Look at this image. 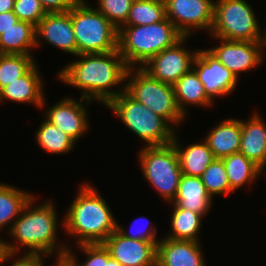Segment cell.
<instances>
[{
  "label": "cell",
  "mask_w": 266,
  "mask_h": 266,
  "mask_svg": "<svg viewBox=\"0 0 266 266\" xmlns=\"http://www.w3.org/2000/svg\"><path fill=\"white\" fill-rule=\"evenodd\" d=\"M77 61L66 64L58 72L57 78L63 83L79 89L82 98L96 100L107 105L121 92L125 91L126 73L129 67L126 65L119 50L106 53L78 54ZM121 90H113L121 83ZM124 85V86H123Z\"/></svg>",
  "instance_id": "6da1fadb"
},
{
  "label": "cell",
  "mask_w": 266,
  "mask_h": 266,
  "mask_svg": "<svg viewBox=\"0 0 266 266\" xmlns=\"http://www.w3.org/2000/svg\"><path fill=\"white\" fill-rule=\"evenodd\" d=\"M34 200H37L35 196L30 198L7 232L17 240L16 243L6 241L5 248L9 252L19 253L20 246H25L28 248L26 253H41L47 257L57 252L55 260L63 262L69 247L57 241L58 215L53 201L47 200L35 207Z\"/></svg>",
  "instance_id": "7a4b0ae2"
},
{
  "label": "cell",
  "mask_w": 266,
  "mask_h": 266,
  "mask_svg": "<svg viewBox=\"0 0 266 266\" xmlns=\"http://www.w3.org/2000/svg\"><path fill=\"white\" fill-rule=\"evenodd\" d=\"M62 221L65 233L77 238L76 245L103 243L117 230L109 205L89 183H83Z\"/></svg>",
  "instance_id": "3957f363"
},
{
  "label": "cell",
  "mask_w": 266,
  "mask_h": 266,
  "mask_svg": "<svg viewBox=\"0 0 266 266\" xmlns=\"http://www.w3.org/2000/svg\"><path fill=\"white\" fill-rule=\"evenodd\" d=\"M183 37L166 17L151 25L122 26L118 30V50L129 68L137 64L142 67L153 56L174 46Z\"/></svg>",
  "instance_id": "277c9868"
},
{
  "label": "cell",
  "mask_w": 266,
  "mask_h": 266,
  "mask_svg": "<svg viewBox=\"0 0 266 266\" xmlns=\"http://www.w3.org/2000/svg\"><path fill=\"white\" fill-rule=\"evenodd\" d=\"M105 107L110 108L129 130L144 140L145 146H163L172 143L176 132L174 128L126 91L121 92Z\"/></svg>",
  "instance_id": "5b68a950"
},
{
  "label": "cell",
  "mask_w": 266,
  "mask_h": 266,
  "mask_svg": "<svg viewBox=\"0 0 266 266\" xmlns=\"http://www.w3.org/2000/svg\"><path fill=\"white\" fill-rule=\"evenodd\" d=\"M78 54L118 50V29L96 8L80 0L70 11Z\"/></svg>",
  "instance_id": "8992f818"
},
{
  "label": "cell",
  "mask_w": 266,
  "mask_h": 266,
  "mask_svg": "<svg viewBox=\"0 0 266 266\" xmlns=\"http://www.w3.org/2000/svg\"><path fill=\"white\" fill-rule=\"evenodd\" d=\"M125 82V91L131 97L165 119L172 127L183 122L185 116L177 106L172 84L151 77L141 67L129 68Z\"/></svg>",
  "instance_id": "52a82bcc"
},
{
  "label": "cell",
  "mask_w": 266,
  "mask_h": 266,
  "mask_svg": "<svg viewBox=\"0 0 266 266\" xmlns=\"http://www.w3.org/2000/svg\"><path fill=\"white\" fill-rule=\"evenodd\" d=\"M251 5L245 0H216L211 37L231 41H263L264 34Z\"/></svg>",
  "instance_id": "ba28073f"
},
{
  "label": "cell",
  "mask_w": 266,
  "mask_h": 266,
  "mask_svg": "<svg viewBox=\"0 0 266 266\" xmlns=\"http://www.w3.org/2000/svg\"><path fill=\"white\" fill-rule=\"evenodd\" d=\"M142 148L138 157L144 177L164 201L171 203L176 196L182 175L174 145L171 143Z\"/></svg>",
  "instance_id": "9c48e42d"
},
{
  "label": "cell",
  "mask_w": 266,
  "mask_h": 266,
  "mask_svg": "<svg viewBox=\"0 0 266 266\" xmlns=\"http://www.w3.org/2000/svg\"><path fill=\"white\" fill-rule=\"evenodd\" d=\"M166 17L184 36L194 29L211 31L214 22L213 0H164Z\"/></svg>",
  "instance_id": "30bf717a"
},
{
  "label": "cell",
  "mask_w": 266,
  "mask_h": 266,
  "mask_svg": "<svg viewBox=\"0 0 266 266\" xmlns=\"http://www.w3.org/2000/svg\"><path fill=\"white\" fill-rule=\"evenodd\" d=\"M187 38L189 37H183L174 46L153 56L141 68L151 77L173 85L193 68L194 59L199 51L185 48Z\"/></svg>",
  "instance_id": "8fae6325"
},
{
  "label": "cell",
  "mask_w": 266,
  "mask_h": 266,
  "mask_svg": "<svg viewBox=\"0 0 266 266\" xmlns=\"http://www.w3.org/2000/svg\"><path fill=\"white\" fill-rule=\"evenodd\" d=\"M219 39V46L207 49L238 79V74L255 69L263 61V41H231Z\"/></svg>",
  "instance_id": "7c38bea8"
},
{
  "label": "cell",
  "mask_w": 266,
  "mask_h": 266,
  "mask_svg": "<svg viewBox=\"0 0 266 266\" xmlns=\"http://www.w3.org/2000/svg\"><path fill=\"white\" fill-rule=\"evenodd\" d=\"M193 69L204 86L205 93L214 102V97L231 94L238 79L207 49L198 51Z\"/></svg>",
  "instance_id": "4fadbf2b"
},
{
  "label": "cell",
  "mask_w": 266,
  "mask_h": 266,
  "mask_svg": "<svg viewBox=\"0 0 266 266\" xmlns=\"http://www.w3.org/2000/svg\"><path fill=\"white\" fill-rule=\"evenodd\" d=\"M103 244L122 266H156L157 245L151 241L130 239L116 230Z\"/></svg>",
  "instance_id": "5bb4252c"
},
{
  "label": "cell",
  "mask_w": 266,
  "mask_h": 266,
  "mask_svg": "<svg viewBox=\"0 0 266 266\" xmlns=\"http://www.w3.org/2000/svg\"><path fill=\"white\" fill-rule=\"evenodd\" d=\"M82 102L87 105L92 101L81 97L77 102L66 97L45 111V119L77 142L89 129L87 107Z\"/></svg>",
  "instance_id": "9a60e30c"
},
{
  "label": "cell",
  "mask_w": 266,
  "mask_h": 266,
  "mask_svg": "<svg viewBox=\"0 0 266 266\" xmlns=\"http://www.w3.org/2000/svg\"><path fill=\"white\" fill-rule=\"evenodd\" d=\"M35 36L36 48L41 45L42 38V41L77 56V41L69 11L47 13L35 26Z\"/></svg>",
  "instance_id": "2e32d148"
},
{
  "label": "cell",
  "mask_w": 266,
  "mask_h": 266,
  "mask_svg": "<svg viewBox=\"0 0 266 266\" xmlns=\"http://www.w3.org/2000/svg\"><path fill=\"white\" fill-rule=\"evenodd\" d=\"M200 242L162 238L157 244L156 266H206Z\"/></svg>",
  "instance_id": "e0dca14e"
},
{
  "label": "cell",
  "mask_w": 266,
  "mask_h": 266,
  "mask_svg": "<svg viewBox=\"0 0 266 266\" xmlns=\"http://www.w3.org/2000/svg\"><path fill=\"white\" fill-rule=\"evenodd\" d=\"M36 64L23 76L10 82L0 90V103L6 99L11 102L32 104L40 108L45 107L43 78L39 74Z\"/></svg>",
  "instance_id": "ac0fdd59"
},
{
  "label": "cell",
  "mask_w": 266,
  "mask_h": 266,
  "mask_svg": "<svg viewBox=\"0 0 266 266\" xmlns=\"http://www.w3.org/2000/svg\"><path fill=\"white\" fill-rule=\"evenodd\" d=\"M239 152L250 159L263 172L265 171L266 124L259 114L254 113L247 121L241 120V142Z\"/></svg>",
  "instance_id": "d6986e66"
},
{
  "label": "cell",
  "mask_w": 266,
  "mask_h": 266,
  "mask_svg": "<svg viewBox=\"0 0 266 266\" xmlns=\"http://www.w3.org/2000/svg\"><path fill=\"white\" fill-rule=\"evenodd\" d=\"M213 198L208 194L200 177L181 175L178 190L171 204L191 210L203 217L207 215Z\"/></svg>",
  "instance_id": "ffe728a7"
},
{
  "label": "cell",
  "mask_w": 266,
  "mask_h": 266,
  "mask_svg": "<svg viewBox=\"0 0 266 266\" xmlns=\"http://www.w3.org/2000/svg\"><path fill=\"white\" fill-rule=\"evenodd\" d=\"M215 158L238 153L241 142V119L229 118L218 123L204 140Z\"/></svg>",
  "instance_id": "44dd1931"
},
{
  "label": "cell",
  "mask_w": 266,
  "mask_h": 266,
  "mask_svg": "<svg viewBox=\"0 0 266 266\" xmlns=\"http://www.w3.org/2000/svg\"><path fill=\"white\" fill-rule=\"evenodd\" d=\"M175 132L172 144L174 145L183 175L200 177L205 169L215 160L207 143H194L184 148L179 143ZM183 147V148H182Z\"/></svg>",
  "instance_id": "7402d4cb"
},
{
  "label": "cell",
  "mask_w": 266,
  "mask_h": 266,
  "mask_svg": "<svg viewBox=\"0 0 266 266\" xmlns=\"http://www.w3.org/2000/svg\"><path fill=\"white\" fill-rule=\"evenodd\" d=\"M175 99L181 113L186 117V106H212L213 101L207 96L202 82L192 68L173 84Z\"/></svg>",
  "instance_id": "603a6c76"
},
{
  "label": "cell",
  "mask_w": 266,
  "mask_h": 266,
  "mask_svg": "<svg viewBox=\"0 0 266 266\" xmlns=\"http://www.w3.org/2000/svg\"><path fill=\"white\" fill-rule=\"evenodd\" d=\"M36 48L35 26L19 20L0 34V54L32 55Z\"/></svg>",
  "instance_id": "cb8c5ba5"
},
{
  "label": "cell",
  "mask_w": 266,
  "mask_h": 266,
  "mask_svg": "<svg viewBox=\"0 0 266 266\" xmlns=\"http://www.w3.org/2000/svg\"><path fill=\"white\" fill-rule=\"evenodd\" d=\"M226 169L231 192L245 184H252L262 175V170L242 153H233L222 158Z\"/></svg>",
  "instance_id": "d4e9b609"
},
{
  "label": "cell",
  "mask_w": 266,
  "mask_h": 266,
  "mask_svg": "<svg viewBox=\"0 0 266 266\" xmlns=\"http://www.w3.org/2000/svg\"><path fill=\"white\" fill-rule=\"evenodd\" d=\"M33 196L32 193L19 190L12 185L0 183V230L6 225L8 231L10 230L25 204Z\"/></svg>",
  "instance_id": "484cf974"
},
{
  "label": "cell",
  "mask_w": 266,
  "mask_h": 266,
  "mask_svg": "<svg viewBox=\"0 0 266 266\" xmlns=\"http://www.w3.org/2000/svg\"><path fill=\"white\" fill-rule=\"evenodd\" d=\"M171 219V234H167L165 238L174 240H191L199 242L198 233L202 225L203 216L191 210L178 208L173 204Z\"/></svg>",
  "instance_id": "4316f807"
},
{
  "label": "cell",
  "mask_w": 266,
  "mask_h": 266,
  "mask_svg": "<svg viewBox=\"0 0 266 266\" xmlns=\"http://www.w3.org/2000/svg\"><path fill=\"white\" fill-rule=\"evenodd\" d=\"M36 142L50 154H65L73 150L75 141L59 128L46 119L36 131Z\"/></svg>",
  "instance_id": "83f0119b"
},
{
  "label": "cell",
  "mask_w": 266,
  "mask_h": 266,
  "mask_svg": "<svg viewBox=\"0 0 266 266\" xmlns=\"http://www.w3.org/2000/svg\"><path fill=\"white\" fill-rule=\"evenodd\" d=\"M166 18L164 0H134L123 26L151 25Z\"/></svg>",
  "instance_id": "f1b7e54d"
},
{
  "label": "cell",
  "mask_w": 266,
  "mask_h": 266,
  "mask_svg": "<svg viewBox=\"0 0 266 266\" xmlns=\"http://www.w3.org/2000/svg\"><path fill=\"white\" fill-rule=\"evenodd\" d=\"M32 55L0 54V90L23 76L35 63Z\"/></svg>",
  "instance_id": "f546056e"
},
{
  "label": "cell",
  "mask_w": 266,
  "mask_h": 266,
  "mask_svg": "<svg viewBox=\"0 0 266 266\" xmlns=\"http://www.w3.org/2000/svg\"><path fill=\"white\" fill-rule=\"evenodd\" d=\"M200 178L211 197L221 194L227 196L231 193V187L222 159L215 158Z\"/></svg>",
  "instance_id": "4dcf8cb0"
},
{
  "label": "cell",
  "mask_w": 266,
  "mask_h": 266,
  "mask_svg": "<svg viewBox=\"0 0 266 266\" xmlns=\"http://www.w3.org/2000/svg\"><path fill=\"white\" fill-rule=\"evenodd\" d=\"M101 12L118 30L126 23L134 0H97Z\"/></svg>",
  "instance_id": "1f68e13d"
},
{
  "label": "cell",
  "mask_w": 266,
  "mask_h": 266,
  "mask_svg": "<svg viewBox=\"0 0 266 266\" xmlns=\"http://www.w3.org/2000/svg\"><path fill=\"white\" fill-rule=\"evenodd\" d=\"M77 246L78 249H81L80 251L86 254L85 262L79 264L69 248L64 260L68 266H105V246L103 243L79 244Z\"/></svg>",
  "instance_id": "d6a6232c"
},
{
  "label": "cell",
  "mask_w": 266,
  "mask_h": 266,
  "mask_svg": "<svg viewBox=\"0 0 266 266\" xmlns=\"http://www.w3.org/2000/svg\"><path fill=\"white\" fill-rule=\"evenodd\" d=\"M13 13L19 20L36 26L47 14L39 0H15Z\"/></svg>",
  "instance_id": "836d02e7"
},
{
  "label": "cell",
  "mask_w": 266,
  "mask_h": 266,
  "mask_svg": "<svg viewBox=\"0 0 266 266\" xmlns=\"http://www.w3.org/2000/svg\"><path fill=\"white\" fill-rule=\"evenodd\" d=\"M138 220L139 221H141V220L145 221L146 217H145V219H144V217H138L137 219H135L133 221V222H135L134 225H139L140 224V223L139 224L136 223V222H138ZM148 223L150 224V221H148ZM142 228L143 229H141L140 227H138V228L135 227L136 230L134 229V231H133V228L131 226L130 229H129L130 231H126L123 227H121L120 224H117V230L123 236H125L127 238H130V239H135V240L151 241V242H153V243H155L157 245L160 240L156 237V226H154V224H153V226L150 224L146 228H144V227H142Z\"/></svg>",
  "instance_id": "e575fe53"
},
{
  "label": "cell",
  "mask_w": 266,
  "mask_h": 266,
  "mask_svg": "<svg viewBox=\"0 0 266 266\" xmlns=\"http://www.w3.org/2000/svg\"><path fill=\"white\" fill-rule=\"evenodd\" d=\"M47 13L70 11L80 0H39Z\"/></svg>",
  "instance_id": "d590c367"
},
{
  "label": "cell",
  "mask_w": 266,
  "mask_h": 266,
  "mask_svg": "<svg viewBox=\"0 0 266 266\" xmlns=\"http://www.w3.org/2000/svg\"><path fill=\"white\" fill-rule=\"evenodd\" d=\"M45 254L41 253H24L22 256H18L10 266H45L43 259Z\"/></svg>",
  "instance_id": "8d00e7d4"
},
{
  "label": "cell",
  "mask_w": 266,
  "mask_h": 266,
  "mask_svg": "<svg viewBox=\"0 0 266 266\" xmlns=\"http://www.w3.org/2000/svg\"><path fill=\"white\" fill-rule=\"evenodd\" d=\"M19 21L18 17L13 13V11H9L6 13L0 14V34H2L9 27L13 26Z\"/></svg>",
  "instance_id": "74e56055"
},
{
  "label": "cell",
  "mask_w": 266,
  "mask_h": 266,
  "mask_svg": "<svg viewBox=\"0 0 266 266\" xmlns=\"http://www.w3.org/2000/svg\"><path fill=\"white\" fill-rule=\"evenodd\" d=\"M18 253H12L6 250L5 248V241L0 239V265L8 260H12L14 255H17Z\"/></svg>",
  "instance_id": "f35d334b"
},
{
  "label": "cell",
  "mask_w": 266,
  "mask_h": 266,
  "mask_svg": "<svg viewBox=\"0 0 266 266\" xmlns=\"http://www.w3.org/2000/svg\"><path fill=\"white\" fill-rule=\"evenodd\" d=\"M15 0H0V14L13 11Z\"/></svg>",
  "instance_id": "ab89813d"
},
{
  "label": "cell",
  "mask_w": 266,
  "mask_h": 266,
  "mask_svg": "<svg viewBox=\"0 0 266 266\" xmlns=\"http://www.w3.org/2000/svg\"><path fill=\"white\" fill-rule=\"evenodd\" d=\"M105 266H122L117 260L113 259L109 250L105 247Z\"/></svg>",
  "instance_id": "60d3db41"
},
{
  "label": "cell",
  "mask_w": 266,
  "mask_h": 266,
  "mask_svg": "<svg viewBox=\"0 0 266 266\" xmlns=\"http://www.w3.org/2000/svg\"><path fill=\"white\" fill-rule=\"evenodd\" d=\"M56 266H68V265L64 261L63 262L56 261Z\"/></svg>",
  "instance_id": "b9f144b4"
},
{
  "label": "cell",
  "mask_w": 266,
  "mask_h": 266,
  "mask_svg": "<svg viewBox=\"0 0 266 266\" xmlns=\"http://www.w3.org/2000/svg\"><path fill=\"white\" fill-rule=\"evenodd\" d=\"M266 28V27H265ZM265 31H263L264 32V39H263V42H264V44H265V46H266V29H264Z\"/></svg>",
  "instance_id": "7bdbcfd3"
}]
</instances>
